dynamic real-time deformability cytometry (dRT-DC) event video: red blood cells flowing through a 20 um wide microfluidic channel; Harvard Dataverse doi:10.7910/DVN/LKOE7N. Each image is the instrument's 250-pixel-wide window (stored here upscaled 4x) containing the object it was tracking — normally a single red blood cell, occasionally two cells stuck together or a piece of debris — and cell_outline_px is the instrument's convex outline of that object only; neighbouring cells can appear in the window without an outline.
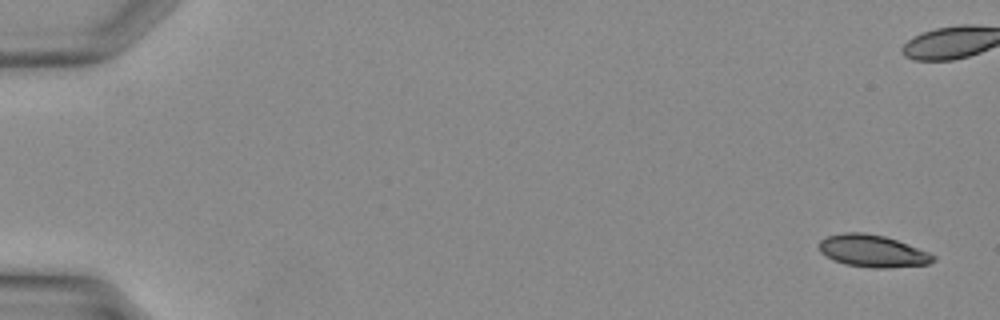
{"species": "Egyptian fruit bat (a non-hibernating species)", "species_latin": "Rousettus aegyptiacus", "temperature_condition": "warm", "stored_images_in_passage": 38, "camera_frame_rate_fps": 3000, "um_per_image_px": 0.085, "animal": {"sex": "female"}, "frame": {"image": 1, "passage_image": 1, "time_ms": 0.0, "image_size_px": [1000, 320], "cell_outline_px": [[936, 260], [928, 264], [888, 268], [872, 268], [844, 264], [820, 252], [820, 240], [828, 236], [844, 232], [864, 232], [884, 236], [896, 240], [928, 252], [936, 256]], "centroid_in_image_um": [74.19, 21.34], "position_along_channel_um": 10.8, "area_um2": 21.21}}
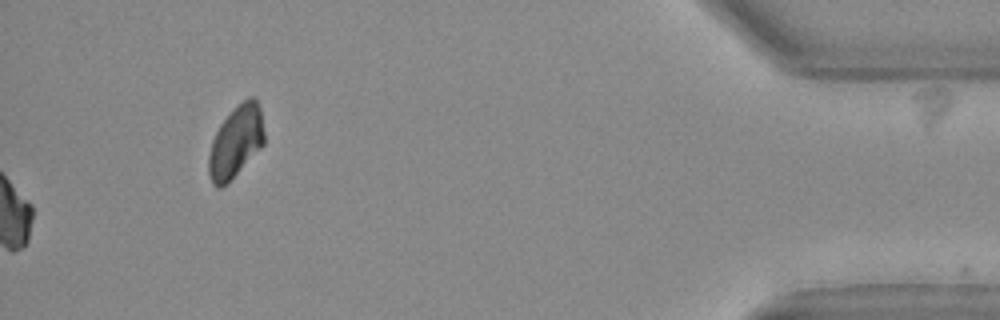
{"frame": {"image": 2, "passage_image": 38, "time_ms": 12.333, "image_size_px": [1000, 320], "cell_outline_px": [[264, 144], [228, 184], [220, 188], [216, 188], [212, 184], [208, 172], [208, 156], [212, 140], [220, 124], [248, 96], [252, 96], [256, 100], [260, 108], [264, 132]], "centroid_in_image_um": [20.03, 12.11], "position_along_channel_um": 415.2, "area_um2": 23.12}}